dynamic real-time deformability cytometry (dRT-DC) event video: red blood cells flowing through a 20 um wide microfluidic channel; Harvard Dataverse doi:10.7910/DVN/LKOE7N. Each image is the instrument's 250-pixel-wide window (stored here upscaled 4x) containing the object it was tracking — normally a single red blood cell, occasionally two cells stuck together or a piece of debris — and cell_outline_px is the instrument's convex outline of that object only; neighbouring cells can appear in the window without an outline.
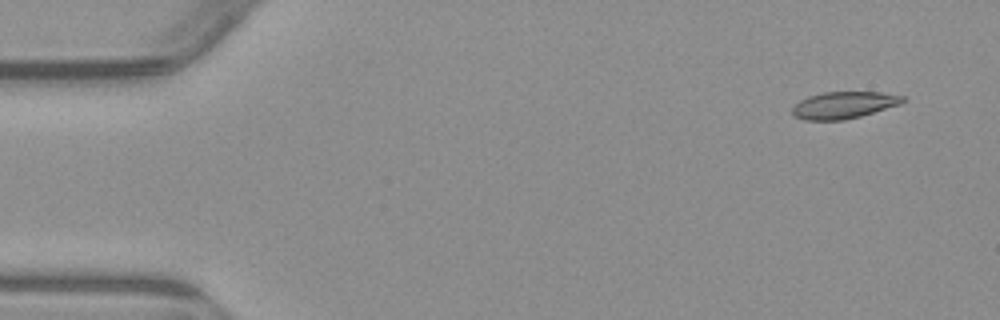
{"species": "common noctule bat (a hibernating species)", "species_latin": "Nyctalus noctula", "temperature_condition": "warm", "stored_images_in_passage": 4, "camera_frame_rate_fps": 3000, "um_per_image_px": 0.085, "animal": {"sex": "male", "body_mass_g": 23.1, "forearm_length_mm": 52.7}, "frame": {"image": 1, "passage_image": 1, "time_ms": 0.0, "image_size_px": [1000, 320], "cell_outline_px": [[904, 100], [900, 104], [860, 116], [844, 120], [804, 120], [796, 116], [792, 112], [792, 108], [800, 100], [808, 96], [824, 92], [880, 92], [904, 96]], "centroid_in_image_um": [71.71, 8.93], "position_along_channel_um": 13.3, "area_um2": 17.11}}
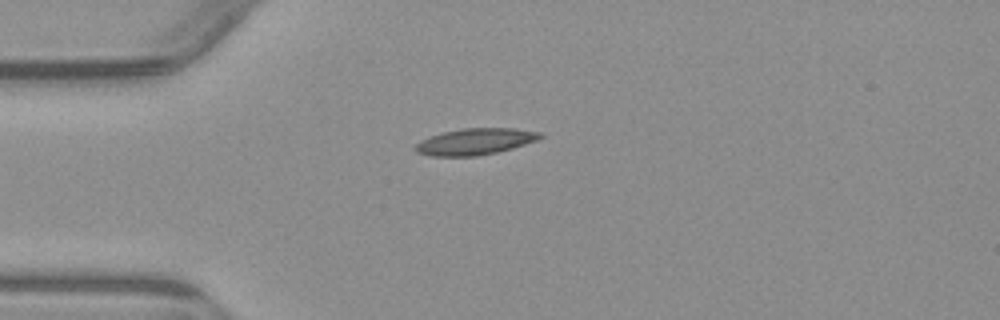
{"frame": {"image": 2, "passage_image": 4, "time_ms": 3.333, "image_size_px": [1000, 320], "cell_outline_px": [[544, 136], [536, 140], [512, 148], [496, 152], [476, 156], [432, 156], [416, 152], [412, 148], [420, 140], [444, 132], [460, 128], [512, 128], [544, 132]], "centroid_in_image_um": [40.38, 12.03], "position_along_channel_um": 44.6, "area_um2": 19.19}}